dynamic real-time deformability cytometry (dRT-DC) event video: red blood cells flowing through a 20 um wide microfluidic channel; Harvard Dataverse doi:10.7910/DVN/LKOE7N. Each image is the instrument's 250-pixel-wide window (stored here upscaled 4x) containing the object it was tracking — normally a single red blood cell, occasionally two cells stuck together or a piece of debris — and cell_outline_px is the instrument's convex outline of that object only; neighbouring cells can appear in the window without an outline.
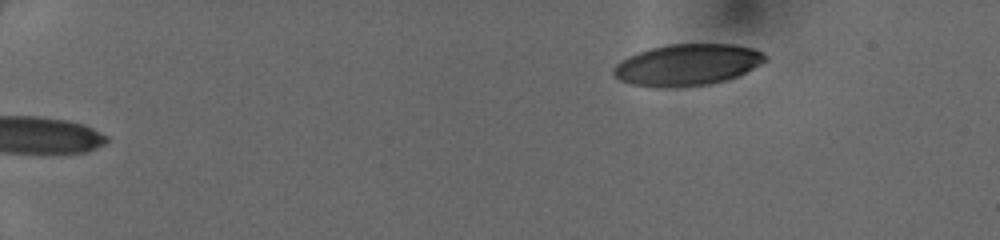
{"species": "human", "species_latin": "Homo sapiens", "temperature_condition": "cold", "stored_images_in_passage": 42, "camera_frame_rate_fps": 3000, "um_per_image_px": 0.085, "donor": {"sex": "female"}, "frame": {"image": 1, "passage_image": 1, "time_ms": 0.0, "image_size_px": [1000, 240], "cell_outline_px": [[768, 60], [736, 76], [724, 80], [708, 84], [676, 88], [664, 88], [632, 84], [620, 80], [612, 72], [612, 68], [616, 64], [628, 56], [652, 48], [668, 44], [732, 44], [752, 48], [768, 56]], "centroid_in_image_um": [58.4, 5.51], "position_along_channel_um": 26.6, "area_um2": 36.41}}
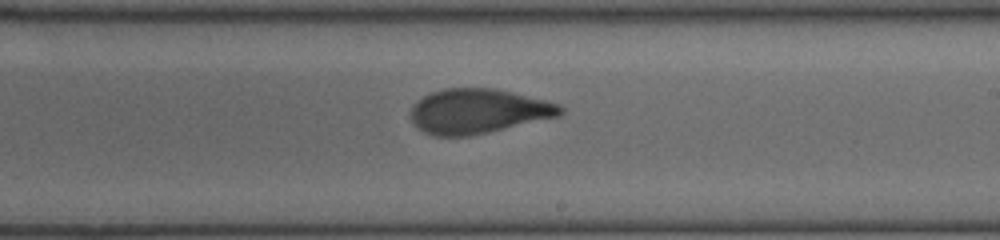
{"frame": {"image": 2, "passage_image": 25, "time_ms": 8.0, "image_size_px": [1000, 240], "cell_outline_px": [[564, 112], [560, 116], [488, 132], [468, 136], [432, 136], [416, 128], [412, 124], [412, 108], [416, 100], [432, 92], [444, 88], [496, 88], [560, 104], [564, 108]], "centroid_in_image_um": [40.63, 9.45], "position_along_channel_um": 248.4, "area_um2": 39.02}}
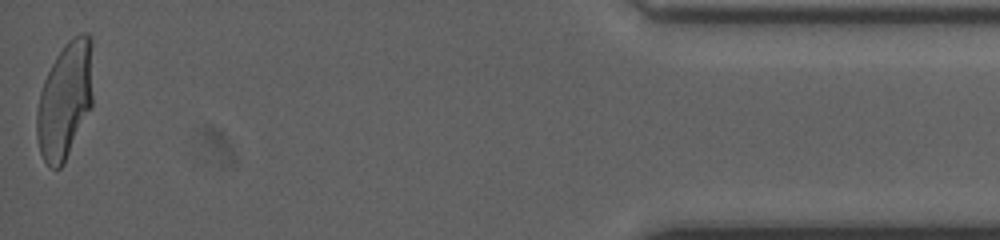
{"frame": {"image": 3, "passage_image": 42, "time_ms": 13.667, "image_size_px": [1000, 240], "cell_outline_px": [[92, 108], [64, 164], [60, 168], [48, 168], [40, 152], [36, 136], [36, 112], [40, 92], [44, 80], [56, 56], [64, 44], [72, 36], [80, 32], [88, 32], [92, 36]], "centroid_in_image_um": [5.54, 8.51], "position_along_channel_um": 429.7, "area_um2": 38.96}}